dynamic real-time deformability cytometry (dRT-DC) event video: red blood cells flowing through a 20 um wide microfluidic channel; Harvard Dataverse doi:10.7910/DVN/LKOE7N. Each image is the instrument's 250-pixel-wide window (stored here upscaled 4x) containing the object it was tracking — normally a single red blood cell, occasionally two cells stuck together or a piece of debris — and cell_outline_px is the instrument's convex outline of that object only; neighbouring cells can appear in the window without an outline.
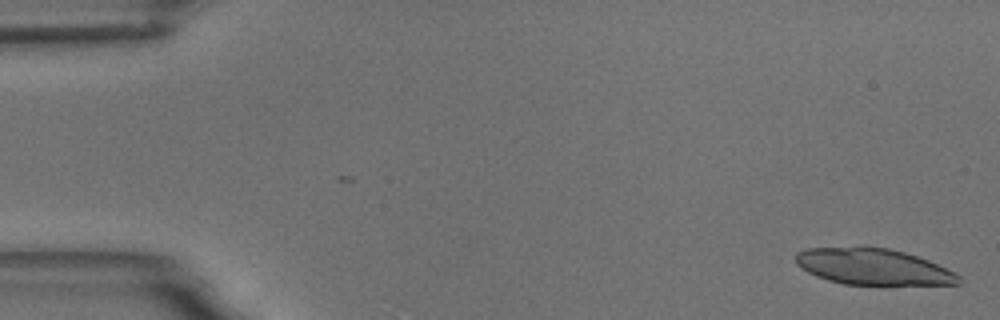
{"species": "common noctule bat (a hibernating species)", "species_latin": "Nyctalus noctula", "temperature_condition": "room temperature", "stored_images_in_passage": 23, "camera_frame_rate_fps": 3000, "um_per_image_px": 0.085, "animal": {"sex": "male", "body_mass_g": 18.8}, "frame": {"image": 1, "passage_image": 2, "time_ms": 0.333, "image_size_px": [1000, 320], "cell_outline_px": [[960, 284], [844, 284], [828, 280], [816, 276], [800, 268], [796, 264], [796, 252], [804, 248], [860, 244], [868, 244], [888, 248], [904, 252], [928, 260], [960, 276]], "centroid_in_image_um": [74.09, 22.61], "position_along_channel_um": 10.9, "area_um2": 34.97}}